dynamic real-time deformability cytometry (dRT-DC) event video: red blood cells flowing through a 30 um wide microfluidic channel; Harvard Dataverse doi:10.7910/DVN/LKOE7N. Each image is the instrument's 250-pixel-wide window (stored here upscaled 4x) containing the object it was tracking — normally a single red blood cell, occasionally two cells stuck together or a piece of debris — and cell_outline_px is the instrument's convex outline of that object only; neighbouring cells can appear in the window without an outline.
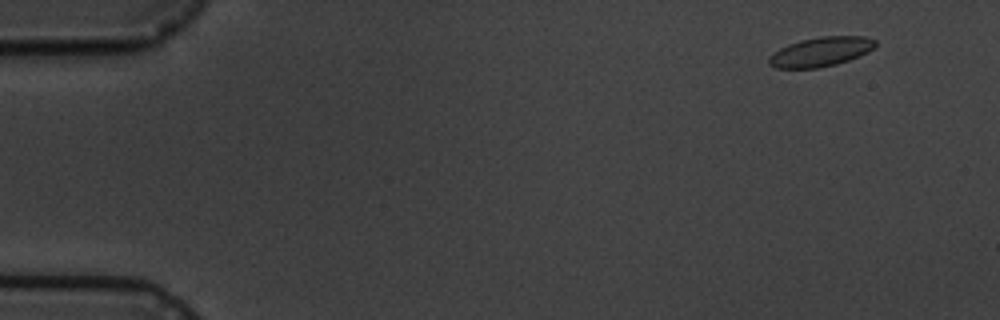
{"species": "common noctule bat (a hibernating species)", "species_latin": "Nyctalus noctula", "temperature_condition": "cold", "stored_images_in_passage": 7, "camera_frame_rate_fps": 3000, "um_per_image_px": 0.085, "animal": {"sex": "male", "body_mass_g": 19.5, "forearm_length_mm": 54.6}, "frame": {"image": 1, "passage_image": 1, "time_ms": 0.0, "image_size_px": [1000, 320], "cell_outline_px": [[876, 44], [868, 52], [860, 56], [836, 64], [816, 68], [776, 68], [768, 64], [768, 56], [780, 48], [788, 44], [800, 40], [820, 36], [864, 36], [876, 40]], "centroid_in_image_um": [69.74, 4.39], "position_along_channel_um": 15.3, "area_um2": 18.26}}
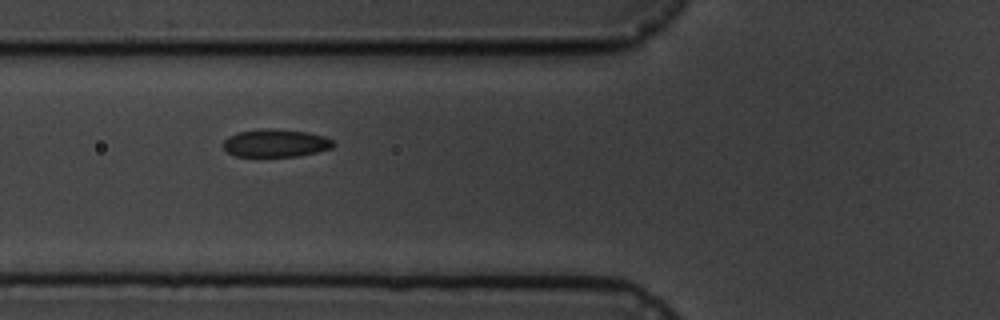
{"frame": {"image": 2, "passage_image": 6, "time_ms": 5.667, "image_size_px": [1000, 320], "cell_outline_px": [[336, 144], [332, 148], [300, 156], [236, 156], [228, 152], [224, 148], [224, 140], [228, 136], [236, 132], [268, 128], [272, 128], [308, 132], [324, 136], [332, 140]], "centroid_in_image_um": [23.44, 12.16], "position_along_channel_um": 102.4, "area_um2": 17.86}}
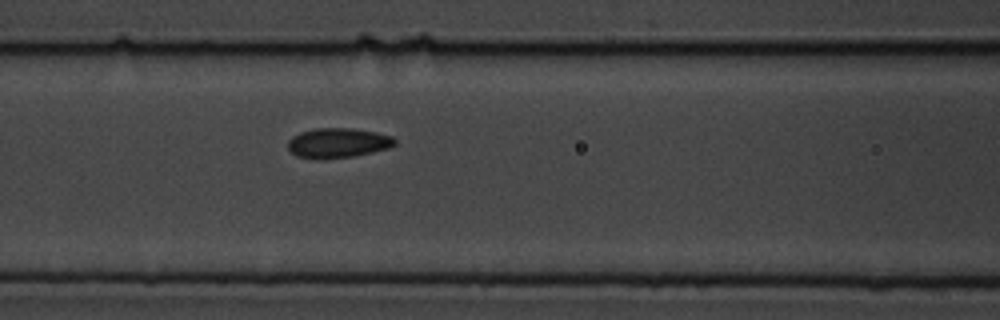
{"frame": {"image": 3, "passage_image": 7, "time_ms": 6.667, "image_size_px": [1000, 320], "cell_outline_px": [[396, 144], [388, 148], [372, 152], [352, 156], [324, 160], [316, 160], [296, 156], [288, 148], [288, 140], [292, 136], [300, 132], [316, 128], [352, 128], [376, 132], [392, 136], [396, 140]], "centroid_in_image_um": [28.69, 12.16], "position_along_channel_um": 137.9, "area_um2": 18.79}}